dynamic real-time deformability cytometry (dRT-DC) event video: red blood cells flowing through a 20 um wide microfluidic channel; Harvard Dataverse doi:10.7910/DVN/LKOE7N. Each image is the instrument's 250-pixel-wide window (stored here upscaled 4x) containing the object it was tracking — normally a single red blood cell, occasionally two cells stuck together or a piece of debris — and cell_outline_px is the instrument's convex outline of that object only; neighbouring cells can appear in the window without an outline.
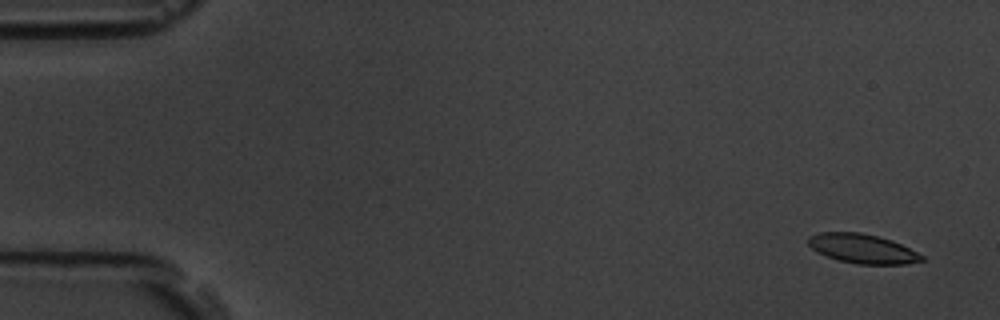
{"species": "common noctule bat (a hibernating species)", "species_latin": "Nyctalus noctula", "temperature_condition": "room temperature", "stored_images_in_passage": 16, "segment_of_instrument_passage": [1, 2], "camera_frame_rate_fps": 3000, "um_per_image_px": 0.085, "animal": {"sex": "male", "body_mass_g": 19.5, "forearm_length_mm": 54.6}, "frame": {"image": 1, "passage_image": 1, "time_ms": 0.0, "image_size_px": [1000, 320], "cell_outline_px": [[924, 260], [904, 264], [856, 264], [840, 260], [828, 256], [812, 248], [808, 244], [808, 236], [820, 232], [860, 232], [892, 240], [924, 256]], "centroid_in_image_um": [73.3, 21.13], "position_along_channel_um": 11.7, "area_um2": 19.07}}
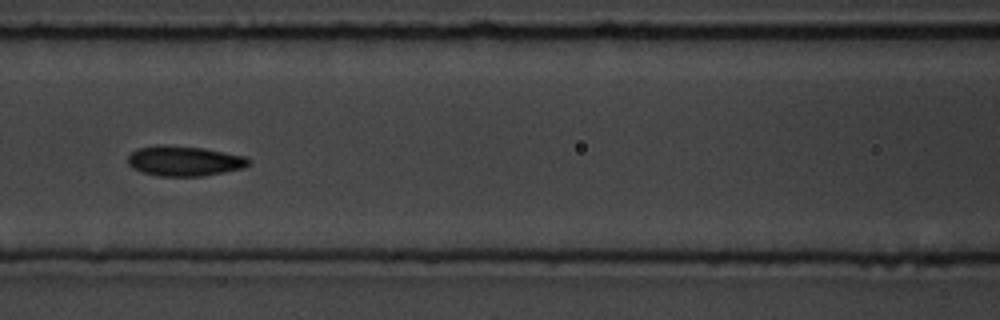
{"frame": {"image": 2, "passage_image": 7, "time_ms": 7.667, "image_size_px": [1000, 320], "cell_outline_px": [[252, 160], [244, 168], [204, 176], [160, 176], [140, 172], [132, 168], [128, 164], [128, 156], [132, 152], [140, 148], [160, 144], [204, 148], [244, 156]], "centroid_in_image_um": [15.66, 13.69], "position_along_channel_um": 150.9, "area_um2": 21.21}}
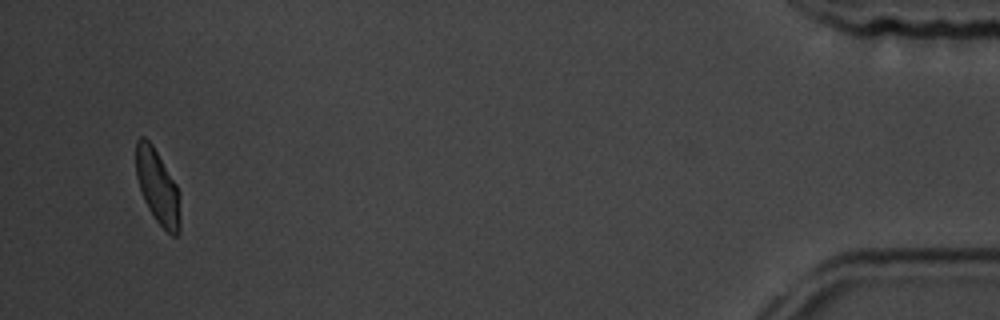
{"frame": {"image": 3, "passage_image": 15, "time_ms": 17.667, "image_size_px": [1000, 320], "cell_outline_px": [[180, 232], [176, 236], [172, 236], [156, 220], [148, 208], [144, 200], [136, 176], [136, 140], [140, 136], [144, 136], [152, 144], [176, 184], [180, 220]], "centroid_in_image_um": [13.37, 15.87], "position_along_channel_um": 421.8, "area_um2": 18.79}}